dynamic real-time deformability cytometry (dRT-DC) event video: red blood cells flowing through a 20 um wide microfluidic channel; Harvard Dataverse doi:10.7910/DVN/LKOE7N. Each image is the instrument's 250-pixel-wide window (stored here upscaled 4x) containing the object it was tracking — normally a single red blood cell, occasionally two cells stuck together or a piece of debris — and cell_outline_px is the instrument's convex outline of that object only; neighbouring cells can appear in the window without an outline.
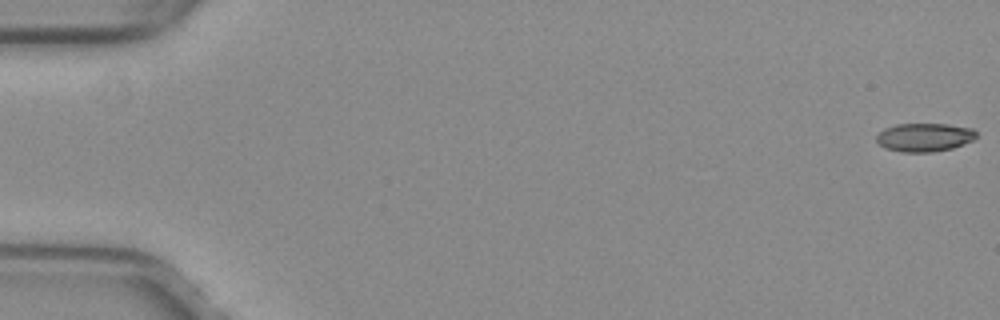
{"species": "common noctule bat (a hibernating species)", "species_latin": "Nyctalus noctula", "temperature_condition": "warm", "stored_images_in_passage": 22, "camera_frame_rate_fps": 3000, "um_per_image_px": 0.085, "animal": {"sex": "female", "body_mass_g": 29.2, "forearm_length_mm": 56.3}, "frame": {"image": 1, "passage_image": 1, "time_ms": 0.0, "image_size_px": [1000, 320], "cell_outline_px": [[976, 136], [972, 140], [964, 144], [952, 148], [932, 152], [900, 152], [884, 148], [876, 140], [876, 136], [884, 128], [896, 124], [948, 124], [972, 128], [976, 132]], "centroid_in_image_um": [78.56, 11.67], "position_along_channel_um": 6.4, "area_um2": 16.59}}